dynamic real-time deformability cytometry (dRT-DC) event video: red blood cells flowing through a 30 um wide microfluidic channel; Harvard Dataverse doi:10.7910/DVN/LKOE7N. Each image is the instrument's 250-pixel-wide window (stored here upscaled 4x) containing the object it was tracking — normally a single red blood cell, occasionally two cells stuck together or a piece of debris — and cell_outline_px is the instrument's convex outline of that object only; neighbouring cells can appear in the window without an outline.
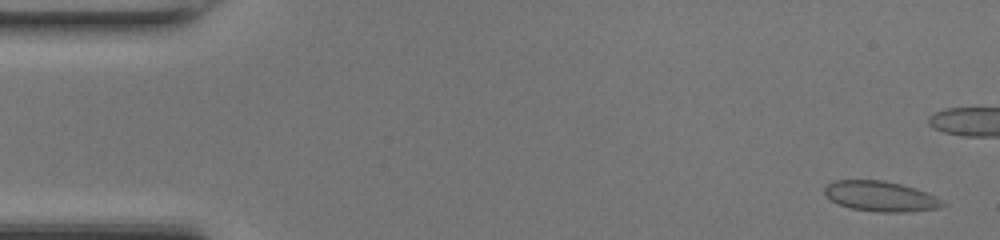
{"species": "common noctule bat (a hibernating species)", "species_latin": "Nyctalus noctula", "temperature_condition": "room temperature", "stored_images_in_passage": 49, "camera_frame_rate_fps": 3000, "um_per_image_px": 0.085, "animal": {"sex": "female", "body_mass_g": 17.0, "forearm_length_mm": 48.0}, "frame": {"image": 1, "passage_image": 2, "time_ms": 0.333, "image_size_px": [1000, 240], "cell_outline_px": [[948, 204], [936, 208], [904, 212], [880, 212], [852, 208], [840, 204], [832, 200], [824, 192], [824, 188], [828, 184], [836, 180], [884, 180], [916, 188], [936, 196]], "centroid_in_image_um": [74.88, 16.68], "position_along_channel_um": 10.1, "area_um2": 20.58}}
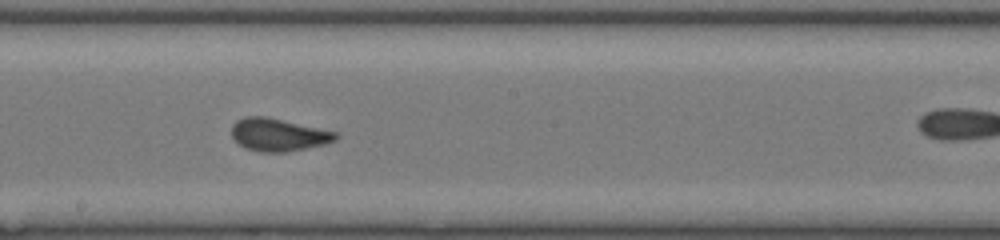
{"frame": {"image": 2, "passage_image": 26, "time_ms": 8.333, "image_size_px": [1000, 240], "cell_outline_px": [[340, 136], [336, 140], [324, 144], [284, 152], [260, 152], [244, 148], [232, 136], [232, 124], [236, 120], [244, 116], [268, 116], [336, 132]], "centroid_in_image_um": [23.64, 11.44], "position_along_channel_um": 224.6, "area_um2": 19.83}}
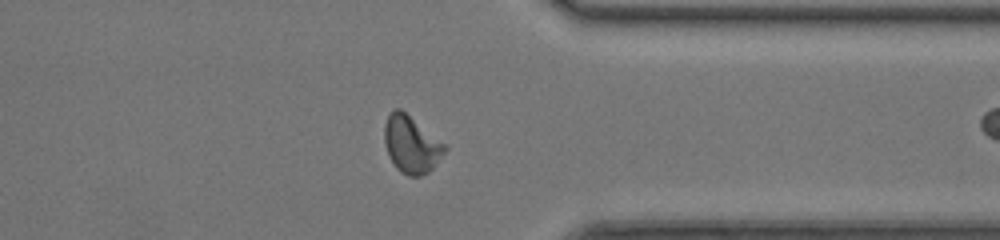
{"frame": {"image": 3, "passage_image": 37, "time_ms": 12.0, "image_size_px": [1000, 240], "cell_outline_px": [[448, 148], [432, 168], [428, 172], [420, 176], [408, 176], [400, 172], [396, 168], [388, 152], [384, 140], [384, 124], [388, 116], [396, 108], [400, 108], [448, 144]], "centroid_in_image_um": [35.0, 12.26], "position_along_channel_um": 376.4, "area_um2": 20.17}, "authors_computed_cell_mechanics": {"area_um2": 19.652, "velocity_mm_per_s": 4.3275, "shape_relaxation_time_tau1_ms": 4.0105, "shape_relaxation_time_tau2_ms": null, "deformation_change_tau1": 0.1245, "deformation_change_tau2": null}}